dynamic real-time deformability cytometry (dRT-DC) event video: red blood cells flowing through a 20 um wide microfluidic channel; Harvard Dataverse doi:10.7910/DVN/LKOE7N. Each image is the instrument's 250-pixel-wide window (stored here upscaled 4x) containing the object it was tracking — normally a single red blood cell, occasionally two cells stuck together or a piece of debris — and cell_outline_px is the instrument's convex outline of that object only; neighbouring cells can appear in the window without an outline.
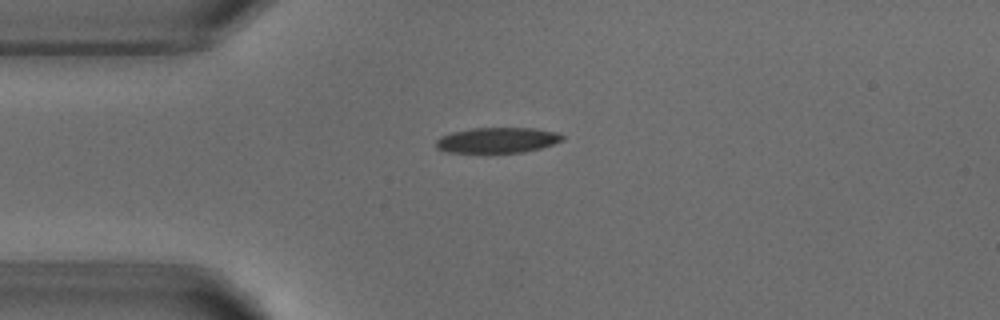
{"species": "common noctule bat (a hibernating species)", "species_latin": "Nyctalus noctula", "temperature_condition": "warm", "stored_images_in_passage": 3, "camera_frame_rate_fps": 3000, "um_per_image_px": 0.085, "animal": {"sex": "male", "body_mass_g": 18.8}, "frame": {"image": 1, "passage_image": 1, "time_ms": 0.0, "image_size_px": [1000, 320], "cell_outline_px": [[564, 140], [540, 148], [524, 152], [448, 152], [436, 148], [436, 140], [440, 136], [452, 132], [472, 128], [536, 128], [556, 132], [564, 136]], "centroid_in_image_um": [42.28, 11.9], "position_along_channel_um": 42.7, "area_um2": 18.67}}
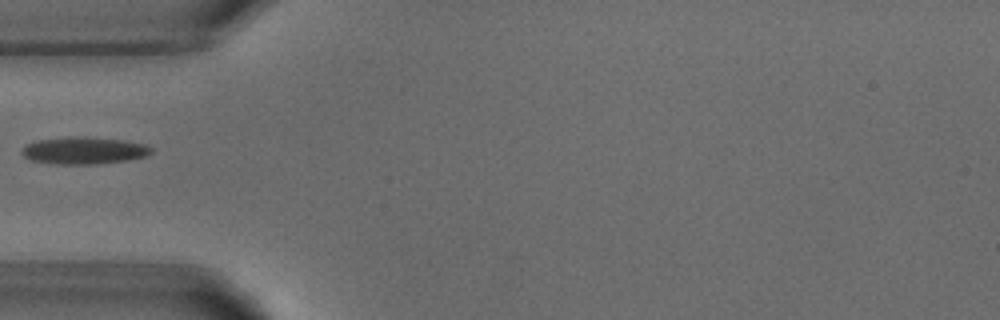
{"frame": {"image": 2, "passage_image": 2, "time_ms": 1.333, "image_size_px": [1000, 320], "cell_outline_px": [[152, 152], [148, 156], [100, 164], [56, 164], [32, 160], [24, 156], [20, 152], [28, 144], [36, 140], [68, 136], [84, 136], [124, 140], [148, 144], [152, 148]], "centroid_in_image_um": [7.17, 12.78], "position_along_channel_um": 77.8, "area_um2": 20.63}}